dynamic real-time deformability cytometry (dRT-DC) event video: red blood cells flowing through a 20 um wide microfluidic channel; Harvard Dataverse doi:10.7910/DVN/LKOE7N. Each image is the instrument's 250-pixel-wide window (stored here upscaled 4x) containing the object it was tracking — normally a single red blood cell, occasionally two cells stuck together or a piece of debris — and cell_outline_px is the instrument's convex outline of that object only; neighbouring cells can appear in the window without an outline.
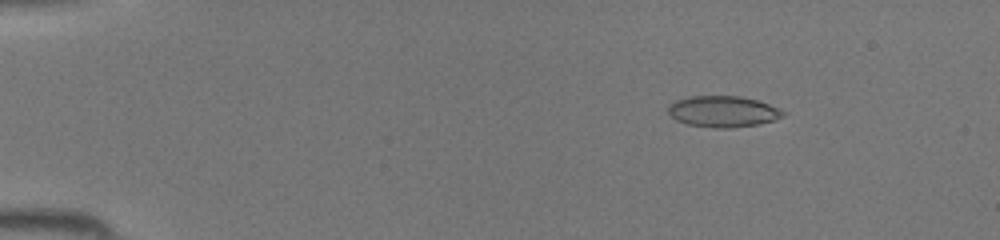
{"species": "common noctule bat (a hibernating species)", "species_latin": "Nyctalus noctula", "temperature_condition": "room temperature", "stored_images_in_passage": 44, "camera_frame_rate_fps": 3000, "um_per_image_px": 0.085, "animal": {"sex": "female", "body_mass_g": 19.5, "forearm_length_mm": 54.1}, "frame": {"image": 1, "passage_image": 7, "time_ms": 2.0, "image_size_px": [1000, 240], "cell_outline_px": [[784, 116], [772, 120], [756, 124], [732, 128], [712, 128], [688, 124], [676, 120], [668, 112], [668, 104], [676, 100], [688, 96], [740, 96], [756, 100], [780, 108], [784, 112]], "centroid_in_image_um": [61.42, 9.47], "position_along_channel_um": 23.6, "area_um2": 20.81}}
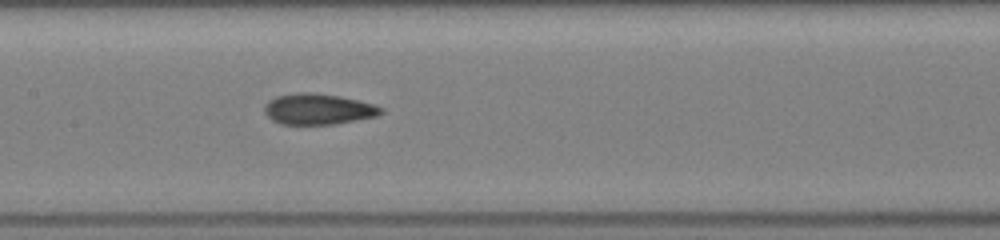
{"frame": {"image": 2, "passage_image": 23, "time_ms": 7.333, "image_size_px": [1000, 240], "cell_outline_px": [[384, 112], [376, 116], [336, 124], [280, 124], [272, 120], [264, 112], [264, 108], [268, 100], [276, 96], [300, 92], [312, 92], [340, 96], [376, 104], [384, 108]], "centroid_in_image_um": [27.06, 9.27], "position_along_channel_um": 180.3, "area_um2": 21.1}}
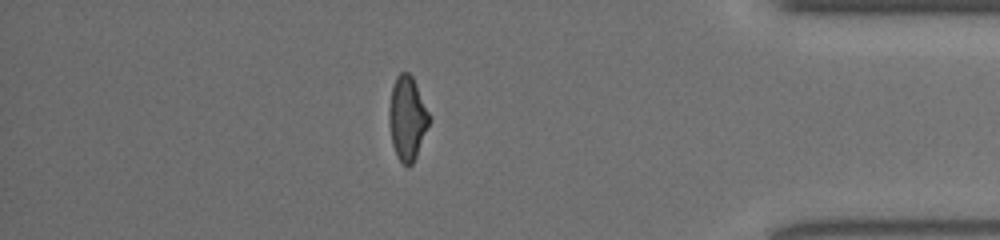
{"frame": {"image": 3, "passage_image": 39, "time_ms": 12.667, "image_size_px": [1000, 240], "cell_outline_px": [[432, 120], [416, 156], [412, 164], [408, 168], [396, 156], [392, 144], [388, 116], [388, 108], [392, 88], [396, 76], [400, 72], [408, 72], [412, 76], [432, 116]], "centroid_in_image_um": [34.64, 10.05], "position_along_channel_um": 400.6, "area_um2": 20.0}}